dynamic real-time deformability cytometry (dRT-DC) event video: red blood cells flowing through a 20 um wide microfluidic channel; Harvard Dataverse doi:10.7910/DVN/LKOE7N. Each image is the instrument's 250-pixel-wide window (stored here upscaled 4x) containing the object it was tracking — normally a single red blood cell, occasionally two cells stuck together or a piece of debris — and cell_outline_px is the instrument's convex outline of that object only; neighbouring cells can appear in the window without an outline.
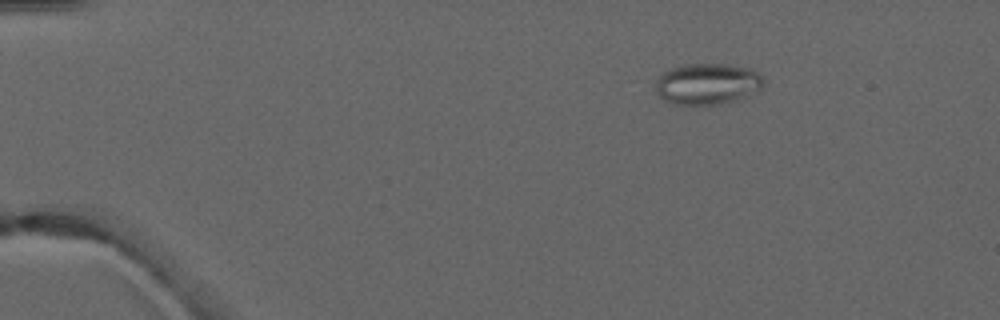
{"species": "common noctule bat (a hibernating species)", "species_latin": "Nyctalus noctula", "temperature_condition": "warm", "stored_images_in_passage": 4, "camera_frame_rate_fps": 3000, "um_per_image_px": 0.085, "animal": {"sex": "male", "forearm_length_mm": 52.5}, "frame": {"image": 1, "passage_image": 1, "time_ms": 0.0, "image_size_px": [1000, 320], "cell_outline_px": [[764, 84], [760, 88], [744, 100], [720, 104], [672, 104], [660, 96], [656, 92], [656, 80], [664, 72], [672, 68], [684, 64], [728, 64], [748, 68], [756, 72], [764, 80]], "centroid_in_image_um": [60.16, 7.14], "position_along_channel_um": 24.8, "area_um2": 26.01}}
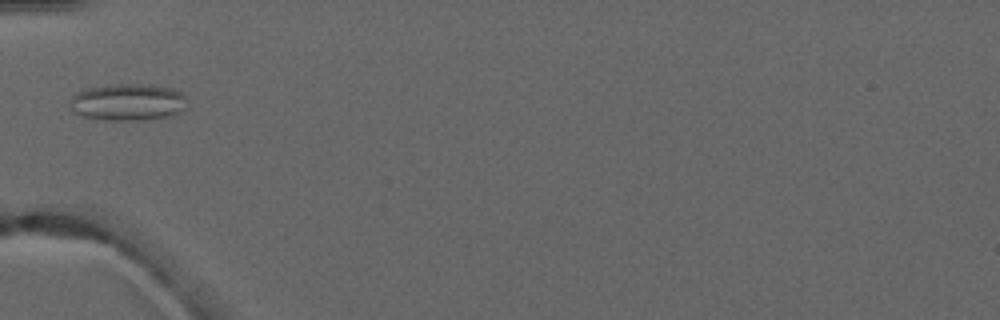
{"frame": {"image": 2, "passage_image": 4, "time_ms": 3.333, "image_size_px": [1000, 320], "cell_outline_px": [[188, 96], [184, 108], [180, 112], [168, 116], [136, 120], [108, 120], [84, 116], [72, 112], [68, 108], [72, 96], [76, 92], [88, 88], [112, 84], [144, 84], [172, 88]], "centroid_in_image_um": [10.85, 8.67], "position_along_channel_um": 74.2, "area_um2": 25.26}}